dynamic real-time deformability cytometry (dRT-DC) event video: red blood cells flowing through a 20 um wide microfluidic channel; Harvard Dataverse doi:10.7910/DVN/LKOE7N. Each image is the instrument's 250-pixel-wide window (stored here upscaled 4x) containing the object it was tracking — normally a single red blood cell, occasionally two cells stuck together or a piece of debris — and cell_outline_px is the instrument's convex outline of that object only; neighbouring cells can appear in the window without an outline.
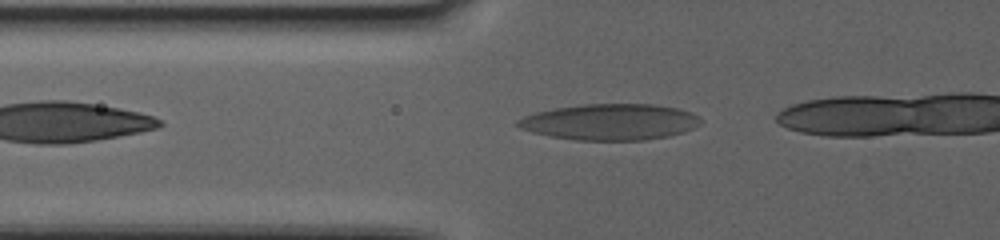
{"species": "human", "species_latin": "Homo sapiens", "temperature_condition": "warm", "stored_images_in_passage": 45, "camera_frame_rate_fps": 3000, "um_per_image_px": 0.085, "donor": {"sex": "female"}, "frame": {"image": 1, "passage_image": 2, "time_ms": 0.333, "image_size_px": [1000, 240], "cell_outline_px": [[700, 124], [684, 132], [668, 136], [644, 140], [576, 140], [552, 136], [532, 132], [520, 128], [516, 124], [516, 120], [524, 116], [536, 112], [556, 108], [580, 104], [652, 104], [676, 108], [688, 112], [696, 116], [700, 120]], "centroid_in_image_um": [51.82, 10.36], "position_along_channel_um": 74.0, "area_um2": 38.21}}
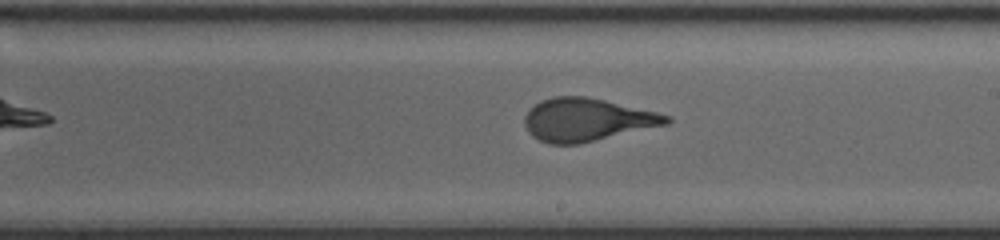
{"frame": {"image": 2, "passage_image": 23, "time_ms": 7.333, "image_size_px": [1000, 240], "cell_outline_px": [[672, 120], [668, 124], [580, 144], [548, 144], [532, 136], [528, 132], [524, 124], [524, 116], [540, 100], [552, 96], [584, 96], [604, 100], [656, 112], [672, 116]], "centroid_in_image_um": [49.88, 10.18], "position_along_channel_um": 239.1, "area_um2": 35.43}}
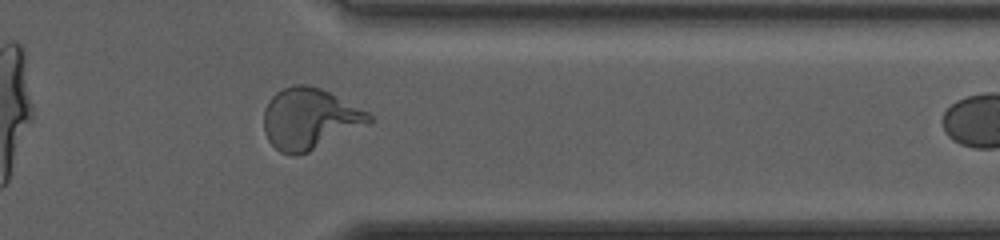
{"frame": {"image": 3, "passage_image": 41, "time_ms": 13.333, "image_size_px": [1000, 240], "cell_outline_px": [[372, 120], [368, 124], [308, 152], [296, 156], [292, 156], [280, 152], [268, 140], [264, 132], [264, 108], [268, 100], [276, 92], [292, 84], [304, 84], [320, 88], [368, 112], [372, 116]], "centroid_in_image_um": [26.27, 10.1], "position_along_channel_um": 385.1, "area_um2": 37.22}}